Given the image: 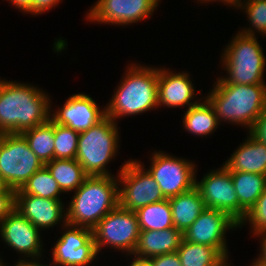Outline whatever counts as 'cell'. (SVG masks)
<instances>
[{
    "mask_svg": "<svg viewBox=\"0 0 266 266\" xmlns=\"http://www.w3.org/2000/svg\"><path fill=\"white\" fill-rule=\"evenodd\" d=\"M118 205L117 175L88 176L66 206L67 223L93 229Z\"/></svg>",
    "mask_w": 266,
    "mask_h": 266,
    "instance_id": "cell-4",
    "label": "cell"
},
{
    "mask_svg": "<svg viewBox=\"0 0 266 266\" xmlns=\"http://www.w3.org/2000/svg\"><path fill=\"white\" fill-rule=\"evenodd\" d=\"M21 134L43 164L54 160V121L51 118L46 123L25 130Z\"/></svg>",
    "mask_w": 266,
    "mask_h": 266,
    "instance_id": "cell-26",
    "label": "cell"
},
{
    "mask_svg": "<svg viewBox=\"0 0 266 266\" xmlns=\"http://www.w3.org/2000/svg\"><path fill=\"white\" fill-rule=\"evenodd\" d=\"M254 237H260V254L258 257L266 262V231L260 232L256 234Z\"/></svg>",
    "mask_w": 266,
    "mask_h": 266,
    "instance_id": "cell-38",
    "label": "cell"
},
{
    "mask_svg": "<svg viewBox=\"0 0 266 266\" xmlns=\"http://www.w3.org/2000/svg\"><path fill=\"white\" fill-rule=\"evenodd\" d=\"M41 230L23 217L15 209L0 222V237L3 244L19 252L23 259L39 258L44 253Z\"/></svg>",
    "mask_w": 266,
    "mask_h": 266,
    "instance_id": "cell-15",
    "label": "cell"
},
{
    "mask_svg": "<svg viewBox=\"0 0 266 266\" xmlns=\"http://www.w3.org/2000/svg\"><path fill=\"white\" fill-rule=\"evenodd\" d=\"M161 0H97L86 15L87 21L98 24L131 25L147 20Z\"/></svg>",
    "mask_w": 266,
    "mask_h": 266,
    "instance_id": "cell-13",
    "label": "cell"
},
{
    "mask_svg": "<svg viewBox=\"0 0 266 266\" xmlns=\"http://www.w3.org/2000/svg\"><path fill=\"white\" fill-rule=\"evenodd\" d=\"M106 116L105 107L99 108L96 101L86 93H77L68 97L63 106L54 109L50 118L57 124L75 131L88 130Z\"/></svg>",
    "mask_w": 266,
    "mask_h": 266,
    "instance_id": "cell-16",
    "label": "cell"
},
{
    "mask_svg": "<svg viewBox=\"0 0 266 266\" xmlns=\"http://www.w3.org/2000/svg\"><path fill=\"white\" fill-rule=\"evenodd\" d=\"M15 194H31L42 198L61 199L60 195L64 193L49 170L43 166L28 179L21 189L16 190Z\"/></svg>",
    "mask_w": 266,
    "mask_h": 266,
    "instance_id": "cell-28",
    "label": "cell"
},
{
    "mask_svg": "<svg viewBox=\"0 0 266 266\" xmlns=\"http://www.w3.org/2000/svg\"><path fill=\"white\" fill-rule=\"evenodd\" d=\"M239 204L248 211L266 188V175L230 172Z\"/></svg>",
    "mask_w": 266,
    "mask_h": 266,
    "instance_id": "cell-24",
    "label": "cell"
},
{
    "mask_svg": "<svg viewBox=\"0 0 266 266\" xmlns=\"http://www.w3.org/2000/svg\"><path fill=\"white\" fill-rule=\"evenodd\" d=\"M79 134L54 122V159H76Z\"/></svg>",
    "mask_w": 266,
    "mask_h": 266,
    "instance_id": "cell-30",
    "label": "cell"
},
{
    "mask_svg": "<svg viewBox=\"0 0 266 266\" xmlns=\"http://www.w3.org/2000/svg\"><path fill=\"white\" fill-rule=\"evenodd\" d=\"M204 98L220 124L241 125L249 132L266 107V84H214Z\"/></svg>",
    "mask_w": 266,
    "mask_h": 266,
    "instance_id": "cell-3",
    "label": "cell"
},
{
    "mask_svg": "<svg viewBox=\"0 0 266 266\" xmlns=\"http://www.w3.org/2000/svg\"><path fill=\"white\" fill-rule=\"evenodd\" d=\"M63 193L77 190L88 177L76 159H54L44 164Z\"/></svg>",
    "mask_w": 266,
    "mask_h": 266,
    "instance_id": "cell-23",
    "label": "cell"
},
{
    "mask_svg": "<svg viewBox=\"0 0 266 266\" xmlns=\"http://www.w3.org/2000/svg\"><path fill=\"white\" fill-rule=\"evenodd\" d=\"M235 36V37H234ZM221 53V66L226 77H218L215 84H266V56L258 37L238 32Z\"/></svg>",
    "mask_w": 266,
    "mask_h": 266,
    "instance_id": "cell-5",
    "label": "cell"
},
{
    "mask_svg": "<svg viewBox=\"0 0 266 266\" xmlns=\"http://www.w3.org/2000/svg\"><path fill=\"white\" fill-rule=\"evenodd\" d=\"M135 212L140 231L164 230L174 227L169 199L148 204Z\"/></svg>",
    "mask_w": 266,
    "mask_h": 266,
    "instance_id": "cell-27",
    "label": "cell"
},
{
    "mask_svg": "<svg viewBox=\"0 0 266 266\" xmlns=\"http://www.w3.org/2000/svg\"><path fill=\"white\" fill-rule=\"evenodd\" d=\"M7 2L18 8V11L33 15V0H7Z\"/></svg>",
    "mask_w": 266,
    "mask_h": 266,
    "instance_id": "cell-36",
    "label": "cell"
},
{
    "mask_svg": "<svg viewBox=\"0 0 266 266\" xmlns=\"http://www.w3.org/2000/svg\"><path fill=\"white\" fill-rule=\"evenodd\" d=\"M172 221L177 230L184 233L206 208L200 191L195 186L169 199Z\"/></svg>",
    "mask_w": 266,
    "mask_h": 266,
    "instance_id": "cell-21",
    "label": "cell"
},
{
    "mask_svg": "<svg viewBox=\"0 0 266 266\" xmlns=\"http://www.w3.org/2000/svg\"><path fill=\"white\" fill-rule=\"evenodd\" d=\"M124 162L117 173L121 207L137 211L141 207L165 199L160 186L141 161L129 159Z\"/></svg>",
    "mask_w": 266,
    "mask_h": 266,
    "instance_id": "cell-9",
    "label": "cell"
},
{
    "mask_svg": "<svg viewBox=\"0 0 266 266\" xmlns=\"http://www.w3.org/2000/svg\"><path fill=\"white\" fill-rule=\"evenodd\" d=\"M65 207L66 204L61 199L15 194V210L41 231L53 228L61 222L66 224Z\"/></svg>",
    "mask_w": 266,
    "mask_h": 266,
    "instance_id": "cell-17",
    "label": "cell"
},
{
    "mask_svg": "<svg viewBox=\"0 0 266 266\" xmlns=\"http://www.w3.org/2000/svg\"><path fill=\"white\" fill-rule=\"evenodd\" d=\"M228 262L229 260H226L221 266H231V261L229 263Z\"/></svg>",
    "mask_w": 266,
    "mask_h": 266,
    "instance_id": "cell-43",
    "label": "cell"
},
{
    "mask_svg": "<svg viewBox=\"0 0 266 266\" xmlns=\"http://www.w3.org/2000/svg\"><path fill=\"white\" fill-rule=\"evenodd\" d=\"M195 186L200 191L206 208L226 212L238 224L245 218L247 211L239 204L230 171L222 165L207 172Z\"/></svg>",
    "mask_w": 266,
    "mask_h": 266,
    "instance_id": "cell-11",
    "label": "cell"
},
{
    "mask_svg": "<svg viewBox=\"0 0 266 266\" xmlns=\"http://www.w3.org/2000/svg\"><path fill=\"white\" fill-rule=\"evenodd\" d=\"M169 68H159L158 73V107L179 108L197 104L199 96L195 91V86L190 80V73L177 72ZM195 98V101H194Z\"/></svg>",
    "mask_w": 266,
    "mask_h": 266,
    "instance_id": "cell-18",
    "label": "cell"
},
{
    "mask_svg": "<svg viewBox=\"0 0 266 266\" xmlns=\"http://www.w3.org/2000/svg\"><path fill=\"white\" fill-rule=\"evenodd\" d=\"M182 266H221L227 259L214 247L182 239L177 250Z\"/></svg>",
    "mask_w": 266,
    "mask_h": 266,
    "instance_id": "cell-25",
    "label": "cell"
},
{
    "mask_svg": "<svg viewBox=\"0 0 266 266\" xmlns=\"http://www.w3.org/2000/svg\"><path fill=\"white\" fill-rule=\"evenodd\" d=\"M197 1H199L200 4L201 3H208V2H213L214 3V2L217 1V3L221 2L224 5H229L231 7L234 6V8H232V9H235V8L238 9V7H239V5L241 3V0H197Z\"/></svg>",
    "mask_w": 266,
    "mask_h": 266,
    "instance_id": "cell-39",
    "label": "cell"
},
{
    "mask_svg": "<svg viewBox=\"0 0 266 266\" xmlns=\"http://www.w3.org/2000/svg\"><path fill=\"white\" fill-rule=\"evenodd\" d=\"M15 190L0 193V222L15 209Z\"/></svg>",
    "mask_w": 266,
    "mask_h": 266,
    "instance_id": "cell-32",
    "label": "cell"
},
{
    "mask_svg": "<svg viewBox=\"0 0 266 266\" xmlns=\"http://www.w3.org/2000/svg\"><path fill=\"white\" fill-rule=\"evenodd\" d=\"M61 0H33V15L43 14L50 9L55 8Z\"/></svg>",
    "mask_w": 266,
    "mask_h": 266,
    "instance_id": "cell-35",
    "label": "cell"
},
{
    "mask_svg": "<svg viewBox=\"0 0 266 266\" xmlns=\"http://www.w3.org/2000/svg\"><path fill=\"white\" fill-rule=\"evenodd\" d=\"M150 162V169H146L160 186L165 199L195 187L197 168L193 161L159 150L152 153Z\"/></svg>",
    "mask_w": 266,
    "mask_h": 266,
    "instance_id": "cell-10",
    "label": "cell"
},
{
    "mask_svg": "<svg viewBox=\"0 0 266 266\" xmlns=\"http://www.w3.org/2000/svg\"><path fill=\"white\" fill-rule=\"evenodd\" d=\"M132 258L134 259L131 260L128 266H152L151 261L148 258H141L138 256H134Z\"/></svg>",
    "mask_w": 266,
    "mask_h": 266,
    "instance_id": "cell-40",
    "label": "cell"
},
{
    "mask_svg": "<svg viewBox=\"0 0 266 266\" xmlns=\"http://www.w3.org/2000/svg\"><path fill=\"white\" fill-rule=\"evenodd\" d=\"M239 9L246 13L250 27H245L246 29L238 30V32L254 37L257 36L256 33L263 34V37L266 36V0H243Z\"/></svg>",
    "mask_w": 266,
    "mask_h": 266,
    "instance_id": "cell-29",
    "label": "cell"
},
{
    "mask_svg": "<svg viewBox=\"0 0 266 266\" xmlns=\"http://www.w3.org/2000/svg\"><path fill=\"white\" fill-rule=\"evenodd\" d=\"M237 228L239 224L226 212L205 208L183 233V239L194 244L212 246L229 260L226 234Z\"/></svg>",
    "mask_w": 266,
    "mask_h": 266,
    "instance_id": "cell-14",
    "label": "cell"
},
{
    "mask_svg": "<svg viewBox=\"0 0 266 266\" xmlns=\"http://www.w3.org/2000/svg\"><path fill=\"white\" fill-rule=\"evenodd\" d=\"M10 188L8 185L5 183V181L2 179V176L0 175V193H5L9 190Z\"/></svg>",
    "mask_w": 266,
    "mask_h": 266,
    "instance_id": "cell-41",
    "label": "cell"
},
{
    "mask_svg": "<svg viewBox=\"0 0 266 266\" xmlns=\"http://www.w3.org/2000/svg\"><path fill=\"white\" fill-rule=\"evenodd\" d=\"M51 101L37 86L0 78V134L22 133L46 123Z\"/></svg>",
    "mask_w": 266,
    "mask_h": 266,
    "instance_id": "cell-1",
    "label": "cell"
},
{
    "mask_svg": "<svg viewBox=\"0 0 266 266\" xmlns=\"http://www.w3.org/2000/svg\"><path fill=\"white\" fill-rule=\"evenodd\" d=\"M183 233L175 227L164 230L140 231L136 248L131 256L152 258L177 252Z\"/></svg>",
    "mask_w": 266,
    "mask_h": 266,
    "instance_id": "cell-20",
    "label": "cell"
},
{
    "mask_svg": "<svg viewBox=\"0 0 266 266\" xmlns=\"http://www.w3.org/2000/svg\"><path fill=\"white\" fill-rule=\"evenodd\" d=\"M93 238L98 254L104 247L132 255L140 235L138 217L118 205L111 210L93 229Z\"/></svg>",
    "mask_w": 266,
    "mask_h": 266,
    "instance_id": "cell-8",
    "label": "cell"
},
{
    "mask_svg": "<svg viewBox=\"0 0 266 266\" xmlns=\"http://www.w3.org/2000/svg\"><path fill=\"white\" fill-rule=\"evenodd\" d=\"M199 99L200 101L197 104L185 111L182 127L193 136L206 137L216 131L221 124L209 101L206 98L204 99V96Z\"/></svg>",
    "mask_w": 266,
    "mask_h": 266,
    "instance_id": "cell-22",
    "label": "cell"
},
{
    "mask_svg": "<svg viewBox=\"0 0 266 266\" xmlns=\"http://www.w3.org/2000/svg\"><path fill=\"white\" fill-rule=\"evenodd\" d=\"M41 257L39 258H20L13 266H51L50 264L46 265L44 263L41 264ZM0 266H11L7 265V263L4 262V260H0Z\"/></svg>",
    "mask_w": 266,
    "mask_h": 266,
    "instance_id": "cell-37",
    "label": "cell"
},
{
    "mask_svg": "<svg viewBox=\"0 0 266 266\" xmlns=\"http://www.w3.org/2000/svg\"><path fill=\"white\" fill-rule=\"evenodd\" d=\"M118 122L105 116L78 138L76 160L88 176H109L108 164L117 156L119 149Z\"/></svg>",
    "mask_w": 266,
    "mask_h": 266,
    "instance_id": "cell-6",
    "label": "cell"
},
{
    "mask_svg": "<svg viewBox=\"0 0 266 266\" xmlns=\"http://www.w3.org/2000/svg\"><path fill=\"white\" fill-rule=\"evenodd\" d=\"M248 133L259 142L266 144V107Z\"/></svg>",
    "mask_w": 266,
    "mask_h": 266,
    "instance_id": "cell-33",
    "label": "cell"
},
{
    "mask_svg": "<svg viewBox=\"0 0 266 266\" xmlns=\"http://www.w3.org/2000/svg\"><path fill=\"white\" fill-rule=\"evenodd\" d=\"M252 262L250 266H266V262L261 260L258 256Z\"/></svg>",
    "mask_w": 266,
    "mask_h": 266,
    "instance_id": "cell-42",
    "label": "cell"
},
{
    "mask_svg": "<svg viewBox=\"0 0 266 266\" xmlns=\"http://www.w3.org/2000/svg\"><path fill=\"white\" fill-rule=\"evenodd\" d=\"M223 165L230 172H247L266 175V144L250 133Z\"/></svg>",
    "mask_w": 266,
    "mask_h": 266,
    "instance_id": "cell-19",
    "label": "cell"
},
{
    "mask_svg": "<svg viewBox=\"0 0 266 266\" xmlns=\"http://www.w3.org/2000/svg\"><path fill=\"white\" fill-rule=\"evenodd\" d=\"M137 64L131 63L126 67L124 76L105 106L106 116L115 122L122 117H131L159 108V67Z\"/></svg>",
    "mask_w": 266,
    "mask_h": 266,
    "instance_id": "cell-2",
    "label": "cell"
},
{
    "mask_svg": "<svg viewBox=\"0 0 266 266\" xmlns=\"http://www.w3.org/2000/svg\"><path fill=\"white\" fill-rule=\"evenodd\" d=\"M43 166L21 133L0 134V175L10 189H21Z\"/></svg>",
    "mask_w": 266,
    "mask_h": 266,
    "instance_id": "cell-7",
    "label": "cell"
},
{
    "mask_svg": "<svg viewBox=\"0 0 266 266\" xmlns=\"http://www.w3.org/2000/svg\"><path fill=\"white\" fill-rule=\"evenodd\" d=\"M245 223L250 224L251 234H256L266 231V188L255 204L247 211L245 218L240 222L239 228Z\"/></svg>",
    "mask_w": 266,
    "mask_h": 266,
    "instance_id": "cell-31",
    "label": "cell"
},
{
    "mask_svg": "<svg viewBox=\"0 0 266 266\" xmlns=\"http://www.w3.org/2000/svg\"><path fill=\"white\" fill-rule=\"evenodd\" d=\"M65 232L52 246L51 266H88L97 259L92 229L61 224Z\"/></svg>",
    "mask_w": 266,
    "mask_h": 266,
    "instance_id": "cell-12",
    "label": "cell"
},
{
    "mask_svg": "<svg viewBox=\"0 0 266 266\" xmlns=\"http://www.w3.org/2000/svg\"><path fill=\"white\" fill-rule=\"evenodd\" d=\"M152 266H182L178 253H170L149 258Z\"/></svg>",
    "mask_w": 266,
    "mask_h": 266,
    "instance_id": "cell-34",
    "label": "cell"
}]
</instances>
